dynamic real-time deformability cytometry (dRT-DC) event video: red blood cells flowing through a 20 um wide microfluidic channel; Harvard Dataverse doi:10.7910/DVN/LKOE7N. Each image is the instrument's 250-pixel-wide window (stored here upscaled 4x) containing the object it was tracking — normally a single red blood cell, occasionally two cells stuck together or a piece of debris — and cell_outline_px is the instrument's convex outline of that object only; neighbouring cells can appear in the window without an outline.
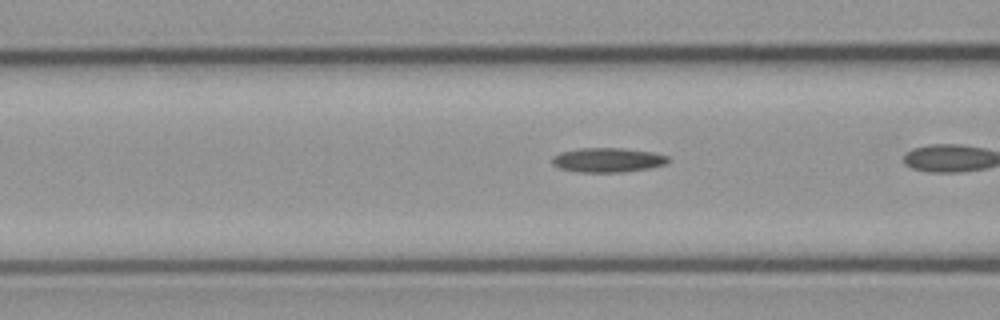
{"species": "common noctule bat (a hibernating species)", "species_latin": "Nyctalus noctula", "temperature_condition": "cold", "stored_images_in_passage": 15, "camera_frame_rate_fps": 3000, "um_per_image_px": 0.085, "animal": {"sex": "male", "body_mass_g": 23.1, "forearm_length_mm": 52.7}, "frame": {"image": 1, "passage_image": 13, "time_ms": 4.0, "image_size_px": [1000, 320], "cell_outline_px": [[668, 160], [664, 164], [648, 168], [624, 172], [576, 172], [560, 168], [552, 164], [552, 156], [560, 152], [580, 148], [624, 148], [652, 152], [668, 156]], "centroid_in_image_um": [51.61, 13.6], "position_along_channel_um": 115.0, "area_um2": 16.47}}